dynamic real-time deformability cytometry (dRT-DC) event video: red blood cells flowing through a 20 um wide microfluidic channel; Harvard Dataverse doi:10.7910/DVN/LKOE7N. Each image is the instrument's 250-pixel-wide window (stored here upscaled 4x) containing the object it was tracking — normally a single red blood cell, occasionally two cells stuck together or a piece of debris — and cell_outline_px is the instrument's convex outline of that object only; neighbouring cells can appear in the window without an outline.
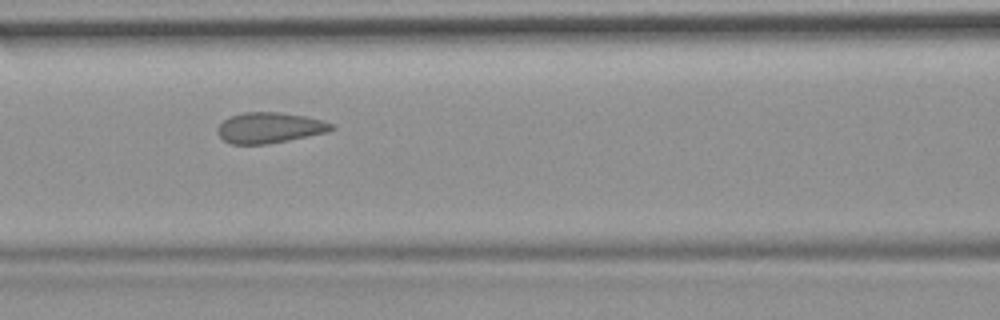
{"species": "common noctule bat (a hibernating species)", "species_latin": "Nyctalus noctula", "temperature_condition": "room temperature", "stored_images_in_passage": 13, "camera_frame_rate_fps": 3000, "um_per_image_px": 0.085, "animal": {"sex": "female", "body_mass_g": 19.9}, "frame": {"image": 1, "passage_image": 6, "time_ms": 6.667, "image_size_px": [1000, 320], "cell_outline_px": [[336, 128], [328, 132], [268, 144], [232, 144], [224, 140], [216, 132], [216, 128], [224, 120], [232, 116], [244, 112], [280, 112], [304, 116], [324, 120], [336, 124]], "centroid_in_image_um": [22.95, 10.86], "position_along_channel_um": 143.6, "area_um2": 20.46}}